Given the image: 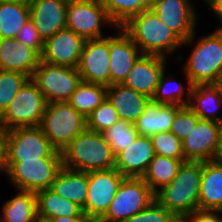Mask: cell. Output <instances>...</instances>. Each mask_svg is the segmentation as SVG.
<instances>
[{
	"label": "cell",
	"instance_id": "6da1fadb",
	"mask_svg": "<svg viewBox=\"0 0 222 222\" xmlns=\"http://www.w3.org/2000/svg\"><path fill=\"white\" fill-rule=\"evenodd\" d=\"M203 162L184 161L173 180L155 193V200L174 215H190L199 209Z\"/></svg>",
	"mask_w": 222,
	"mask_h": 222
},
{
	"label": "cell",
	"instance_id": "7a4b0ae2",
	"mask_svg": "<svg viewBox=\"0 0 222 222\" xmlns=\"http://www.w3.org/2000/svg\"><path fill=\"white\" fill-rule=\"evenodd\" d=\"M121 28L130 36L142 54L166 58V55L183 46V41L152 10H144L132 16Z\"/></svg>",
	"mask_w": 222,
	"mask_h": 222
},
{
	"label": "cell",
	"instance_id": "3957f363",
	"mask_svg": "<svg viewBox=\"0 0 222 222\" xmlns=\"http://www.w3.org/2000/svg\"><path fill=\"white\" fill-rule=\"evenodd\" d=\"M63 167L77 171H100L115 168V155L103 133L84 130L62 151Z\"/></svg>",
	"mask_w": 222,
	"mask_h": 222
},
{
	"label": "cell",
	"instance_id": "277c9868",
	"mask_svg": "<svg viewBox=\"0 0 222 222\" xmlns=\"http://www.w3.org/2000/svg\"><path fill=\"white\" fill-rule=\"evenodd\" d=\"M189 55L183 66L188 86L215 84L222 72V33L201 37Z\"/></svg>",
	"mask_w": 222,
	"mask_h": 222
},
{
	"label": "cell",
	"instance_id": "5b68a950",
	"mask_svg": "<svg viewBox=\"0 0 222 222\" xmlns=\"http://www.w3.org/2000/svg\"><path fill=\"white\" fill-rule=\"evenodd\" d=\"M40 128L51 145L61 152L87 129V120L68 102H52L47 104Z\"/></svg>",
	"mask_w": 222,
	"mask_h": 222
},
{
	"label": "cell",
	"instance_id": "8992f818",
	"mask_svg": "<svg viewBox=\"0 0 222 222\" xmlns=\"http://www.w3.org/2000/svg\"><path fill=\"white\" fill-rule=\"evenodd\" d=\"M47 104L45 96L30 78L0 115V131L40 126Z\"/></svg>",
	"mask_w": 222,
	"mask_h": 222
},
{
	"label": "cell",
	"instance_id": "52a82bcc",
	"mask_svg": "<svg viewBox=\"0 0 222 222\" xmlns=\"http://www.w3.org/2000/svg\"><path fill=\"white\" fill-rule=\"evenodd\" d=\"M7 161L62 159L40 126L16 127L3 131Z\"/></svg>",
	"mask_w": 222,
	"mask_h": 222
},
{
	"label": "cell",
	"instance_id": "ba28073f",
	"mask_svg": "<svg viewBox=\"0 0 222 222\" xmlns=\"http://www.w3.org/2000/svg\"><path fill=\"white\" fill-rule=\"evenodd\" d=\"M154 200L155 193L143 178L125 177L108 210L98 222H125Z\"/></svg>",
	"mask_w": 222,
	"mask_h": 222
},
{
	"label": "cell",
	"instance_id": "9c48e42d",
	"mask_svg": "<svg viewBox=\"0 0 222 222\" xmlns=\"http://www.w3.org/2000/svg\"><path fill=\"white\" fill-rule=\"evenodd\" d=\"M31 80L37 85L48 103L68 102L82 81L77 68L39 62Z\"/></svg>",
	"mask_w": 222,
	"mask_h": 222
},
{
	"label": "cell",
	"instance_id": "30bf717a",
	"mask_svg": "<svg viewBox=\"0 0 222 222\" xmlns=\"http://www.w3.org/2000/svg\"><path fill=\"white\" fill-rule=\"evenodd\" d=\"M8 177L18 190L37 192L51 187L63 167L62 159L7 161Z\"/></svg>",
	"mask_w": 222,
	"mask_h": 222
},
{
	"label": "cell",
	"instance_id": "8fae6325",
	"mask_svg": "<svg viewBox=\"0 0 222 222\" xmlns=\"http://www.w3.org/2000/svg\"><path fill=\"white\" fill-rule=\"evenodd\" d=\"M115 26L100 0H68L66 28L85 40L103 38L102 25Z\"/></svg>",
	"mask_w": 222,
	"mask_h": 222
},
{
	"label": "cell",
	"instance_id": "7c38bea8",
	"mask_svg": "<svg viewBox=\"0 0 222 222\" xmlns=\"http://www.w3.org/2000/svg\"><path fill=\"white\" fill-rule=\"evenodd\" d=\"M124 178L115 168L88 172L87 199L82 209L88 220H99L106 213Z\"/></svg>",
	"mask_w": 222,
	"mask_h": 222
},
{
	"label": "cell",
	"instance_id": "4fadbf2b",
	"mask_svg": "<svg viewBox=\"0 0 222 222\" xmlns=\"http://www.w3.org/2000/svg\"><path fill=\"white\" fill-rule=\"evenodd\" d=\"M152 11L183 41L182 45H192L197 14L189 0H156Z\"/></svg>",
	"mask_w": 222,
	"mask_h": 222
},
{
	"label": "cell",
	"instance_id": "5bb4252c",
	"mask_svg": "<svg viewBox=\"0 0 222 222\" xmlns=\"http://www.w3.org/2000/svg\"><path fill=\"white\" fill-rule=\"evenodd\" d=\"M221 123L199 120L183 141L184 161L216 160L220 144Z\"/></svg>",
	"mask_w": 222,
	"mask_h": 222
},
{
	"label": "cell",
	"instance_id": "9a60e30c",
	"mask_svg": "<svg viewBox=\"0 0 222 222\" xmlns=\"http://www.w3.org/2000/svg\"><path fill=\"white\" fill-rule=\"evenodd\" d=\"M109 36L86 40L77 67L81 80L110 86Z\"/></svg>",
	"mask_w": 222,
	"mask_h": 222
},
{
	"label": "cell",
	"instance_id": "2e32d148",
	"mask_svg": "<svg viewBox=\"0 0 222 222\" xmlns=\"http://www.w3.org/2000/svg\"><path fill=\"white\" fill-rule=\"evenodd\" d=\"M85 41L82 36L65 28L44 40L40 60L77 68Z\"/></svg>",
	"mask_w": 222,
	"mask_h": 222
},
{
	"label": "cell",
	"instance_id": "e0dca14e",
	"mask_svg": "<svg viewBox=\"0 0 222 222\" xmlns=\"http://www.w3.org/2000/svg\"><path fill=\"white\" fill-rule=\"evenodd\" d=\"M166 59L162 56L142 54L122 84L152 99L160 76L166 69Z\"/></svg>",
	"mask_w": 222,
	"mask_h": 222
},
{
	"label": "cell",
	"instance_id": "ac0fdd59",
	"mask_svg": "<svg viewBox=\"0 0 222 222\" xmlns=\"http://www.w3.org/2000/svg\"><path fill=\"white\" fill-rule=\"evenodd\" d=\"M118 30L119 35H109L110 85L122 84L142 55L130 36L121 27H118Z\"/></svg>",
	"mask_w": 222,
	"mask_h": 222
},
{
	"label": "cell",
	"instance_id": "d6986e66",
	"mask_svg": "<svg viewBox=\"0 0 222 222\" xmlns=\"http://www.w3.org/2000/svg\"><path fill=\"white\" fill-rule=\"evenodd\" d=\"M68 0H29L30 20L43 40L66 28Z\"/></svg>",
	"mask_w": 222,
	"mask_h": 222
},
{
	"label": "cell",
	"instance_id": "ffe728a7",
	"mask_svg": "<svg viewBox=\"0 0 222 222\" xmlns=\"http://www.w3.org/2000/svg\"><path fill=\"white\" fill-rule=\"evenodd\" d=\"M154 156L151 138L138 136L115 156V169L124 177L142 178Z\"/></svg>",
	"mask_w": 222,
	"mask_h": 222
},
{
	"label": "cell",
	"instance_id": "44dd1931",
	"mask_svg": "<svg viewBox=\"0 0 222 222\" xmlns=\"http://www.w3.org/2000/svg\"><path fill=\"white\" fill-rule=\"evenodd\" d=\"M40 55L16 39L0 38V69L24 73L30 78L38 67Z\"/></svg>",
	"mask_w": 222,
	"mask_h": 222
},
{
	"label": "cell",
	"instance_id": "7402d4cb",
	"mask_svg": "<svg viewBox=\"0 0 222 222\" xmlns=\"http://www.w3.org/2000/svg\"><path fill=\"white\" fill-rule=\"evenodd\" d=\"M107 99L117 110L120 120L135 123L144 113L150 98L123 84L107 86Z\"/></svg>",
	"mask_w": 222,
	"mask_h": 222
},
{
	"label": "cell",
	"instance_id": "603a6c76",
	"mask_svg": "<svg viewBox=\"0 0 222 222\" xmlns=\"http://www.w3.org/2000/svg\"><path fill=\"white\" fill-rule=\"evenodd\" d=\"M181 107L173 104H160L150 99L144 113L134 123L139 136L151 137L156 133L170 131L174 117Z\"/></svg>",
	"mask_w": 222,
	"mask_h": 222
},
{
	"label": "cell",
	"instance_id": "cb8c5ba5",
	"mask_svg": "<svg viewBox=\"0 0 222 222\" xmlns=\"http://www.w3.org/2000/svg\"><path fill=\"white\" fill-rule=\"evenodd\" d=\"M199 209L222 211V161L203 162Z\"/></svg>",
	"mask_w": 222,
	"mask_h": 222
},
{
	"label": "cell",
	"instance_id": "d4e9b609",
	"mask_svg": "<svg viewBox=\"0 0 222 222\" xmlns=\"http://www.w3.org/2000/svg\"><path fill=\"white\" fill-rule=\"evenodd\" d=\"M88 172L62 167L50 189L59 196L77 204L82 209L86 204Z\"/></svg>",
	"mask_w": 222,
	"mask_h": 222
},
{
	"label": "cell",
	"instance_id": "484cf974",
	"mask_svg": "<svg viewBox=\"0 0 222 222\" xmlns=\"http://www.w3.org/2000/svg\"><path fill=\"white\" fill-rule=\"evenodd\" d=\"M221 105L222 94L214 84L193 86L188 106L201 120L222 123V117L217 115Z\"/></svg>",
	"mask_w": 222,
	"mask_h": 222
},
{
	"label": "cell",
	"instance_id": "4316f807",
	"mask_svg": "<svg viewBox=\"0 0 222 222\" xmlns=\"http://www.w3.org/2000/svg\"><path fill=\"white\" fill-rule=\"evenodd\" d=\"M37 216L52 219L60 216L86 217L77 204L59 196L50 188L36 192Z\"/></svg>",
	"mask_w": 222,
	"mask_h": 222
},
{
	"label": "cell",
	"instance_id": "83f0119b",
	"mask_svg": "<svg viewBox=\"0 0 222 222\" xmlns=\"http://www.w3.org/2000/svg\"><path fill=\"white\" fill-rule=\"evenodd\" d=\"M18 194L3 204L0 222H35L37 218L36 192L18 190Z\"/></svg>",
	"mask_w": 222,
	"mask_h": 222
},
{
	"label": "cell",
	"instance_id": "f1b7e54d",
	"mask_svg": "<svg viewBox=\"0 0 222 222\" xmlns=\"http://www.w3.org/2000/svg\"><path fill=\"white\" fill-rule=\"evenodd\" d=\"M183 162L184 159L155 155L142 178L150 189L156 193L173 180Z\"/></svg>",
	"mask_w": 222,
	"mask_h": 222
},
{
	"label": "cell",
	"instance_id": "f546056e",
	"mask_svg": "<svg viewBox=\"0 0 222 222\" xmlns=\"http://www.w3.org/2000/svg\"><path fill=\"white\" fill-rule=\"evenodd\" d=\"M29 20V2L0 4V38L15 39L21 27Z\"/></svg>",
	"mask_w": 222,
	"mask_h": 222
},
{
	"label": "cell",
	"instance_id": "4dcf8cb0",
	"mask_svg": "<svg viewBox=\"0 0 222 222\" xmlns=\"http://www.w3.org/2000/svg\"><path fill=\"white\" fill-rule=\"evenodd\" d=\"M107 98V86L81 81L68 103L86 118Z\"/></svg>",
	"mask_w": 222,
	"mask_h": 222
},
{
	"label": "cell",
	"instance_id": "1f68e13d",
	"mask_svg": "<svg viewBox=\"0 0 222 222\" xmlns=\"http://www.w3.org/2000/svg\"><path fill=\"white\" fill-rule=\"evenodd\" d=\"M170 79L165 77L164 70L160 76L159 83L156 87L152 100L157 101L160 104L188 106L190 103L191 90L193 86H188V90L185 92L184 85H181V83L178 81L173 83L172 78ZM185 94L187 97H184Z\"/></svg>",
	"mask_w": 222,
	"mask_h": 222
},
{
	"label": "cell",
	"instance_id": "d6a6232c",
	"mask_svg": "<svg viewBox=\"0 0 222 222\" xmlns=\"http://www.w3.org/2000/svg\"><path fill=\"white\" fill-rule=\"evenodd\" d=\"M104 138L116 156L129 147L138 138L135 125L125 120H118L113 126L103 132Z\"/></svg>",
	"mask_w": 222,
	"mask_h": 222
},
{
	"label": "cell",
	"instance_id": "836d02e7",
	"mask_svg": "<svg viewBox=\"0 0 222 222\" xmlns=\"http://www.w3.org/2000/svg\"><path fill=\"white\" fill-rule=\"evenodd\" d=\"M29 79L24 73L0 69V115Z\"/></svg>",
	"mask_w": 222,
	"mask_h": 222
},
{
	"label": "cell",
	"instance_id": "e575fe53",
	"mask_svg": "<svg viewBox=\"0 0 222 222\" xmlns=\"http://www.w3.org/2000/svg\"><path fill=\"white\" fill-rule=\"evenodd\" d=\"M86 120L88 130L103 133L120 119L117 110L106 98V100L87 116Z\"/></svg>",
	"mask_w": 222,
	"mask_h": 222
},
{
	"label": "cell",
	"instance_id": "d590c367",
	"mask_svg": "<svg viewBox=\"0 0 222 222\" xmlns=\"http://www.w3.org/2000/svg\"><path fill=\"white\" fill-rule=\"evenodd\" d=\"M155 155L184 159L183 142L172 132L156 133L150 137Z\"/></svg>",
	"mask_w": 222,
	"mask_h": 222
},
{
	"label": "cell",
	"instance_id": "8d00e7d4",
	"mask_svg": "<svg viewBox=\"0 0 222 222\" xmlns=\"http://www.w3.org/2000/svg\"><path fill=\"white\" fill-rule=\"evenodd\" d=\"M199 120L200 118L189 106H182L174 117L170 132L183 142Z\"/></svg>",
	"mask_w": 222,
	"mask_h": 222
},
{
	"label": "cell",
	"instance_id": "74e56055",
	"mask_svg": "<svg viewBox=\"0 0 222 222\" xmlns=\"http://www.w3.org/2000/svg\"><path fill=\"white\" fill-rule=\"evenodd\" d=\"M115 27H121L132 17V0H100Z\"/></svg>",
	"mask_w": 222,
	"mask_h": 222
},
{
	"label": "cell",
	"instance_id": "f35d334b",
	"mask_svg": "<svg viewBox=\"0 0 222 222\" xmlns=\"http://www.w3.org/2000/svg\"><path fill=\"white\" fill-rule=\"evenodd\" d=\"M173 215L171 211H168L154 200L148 207L125 222H169Z\"/></svg>",
	"mask_w": 222,
	"mask_h": 222
},
{
	"label": "cell",
	"instance_id": "ab89813d",
	"mask_svg": "<svg viewBox=\"0 0 222 222\" xmlns=\"http://www.w3.org/2000/svg\"><path fill=\"white\" fill-rule=\"evenodd\" d=\"M15 39L18 42L34 49L39 55H41L44 40L31 20L27 21L24 26L21 27Z\"/></svg>",
	"mask_w": 222,
	"mask_h": 222
},
{
	"label": "cell",
	"instance_id": "60d3db41",
	"mask_svg": "<svg viewBox=\"0 0 222 222\" xmlns=\"http://www.w3.org/2000/svg\"><path fill=\"white\" fill-rule=\"evenodd\" d=\"M218 213L222 211L197 209L191 214V222H222V217Z\"/></svg>",
	"mask_w": 222,
	"mask_h": 222
},
{
	"label": "cell",
	"instance_id": "b9f144b4",
	"mask_svg": "<svg viewBox=\"0 0 222 222\" xmlns=\"http://www.w3.org/2000/svg\"><path fill=\"white\" fill-rule=\"evenodd\" d=\"M156 0H132V16L138 15L144 10H152Z\"/></svg>",
	"mask_w": 222,
	"mask_h": 222
},
{
	"label": "cell",
	"instance_id": "7bdbcfd3",
	"mask_svg": "<svg viewBox=\"0 0 222 222\" xmlns=\"http://www.w3.org/2000/svg\"><path fill=\"white\" fill-rule=\"evenodd\" d=\"M208 4L210 7V10H212L218 19V21L222 25V0H204V3ZM216 32L222 33V26L218 27Z\"/></svg>",
	"mask_w": 222,
	"mask_h": 222
},
{
	"label": "cell",
	"instance_id": "ee69618b",
	"mask_svg": "<svg viewBox=\"0 0 222 222\" xmlns=\"http://www.w3.org/2000/svg\"><path fill=\"white\" fill-rule=\"evenodd\" d=\"M3 171L8 176L7 155H6V143L3 135V131H0V172Z\"/></svg>",
	"mask_w": 222,
	"mask_h": 222
},
{
	"label": "cell",
	"instance_id": "f6af8a7d",
	"mask_svg": "<svg viewBox=\"0 0 222 222\" xmlns=\"http://www.w3.org/2000/svg\"><path fill=\"white\" fill-rule=\"evenodd\" d=\"M51 222H87L86 217H69V216H60L57 218L50 219Z\"/></svg>",
	"mask_w": 222,
	"mask_h": 222
},
{
	"label": "cell",
	"instance_id": "bcb514c9",
	"mask_svg": "<svg viewBox=\"0 0 222 222\" xmlns=\"http://www.w3.org/2000/svg\"><path fill=\"white\" fill-rule=\"evenodd\" d=\"M169 222H191V214L190 215H173Z\"/></svg>",
	"mask_w": 222,
	"mask_h": 222
},
{
	"label": "cell",
	"instance_id": "7dc6e473",
	"mask_svg": "<svg viewBox=\"0 0 222 222\" xmlns=\"http://www.w3.org/2000/svg\"><path fill=\"white\" fill-rule=\"evenodd\" d=\"M217 160L222 161V123H221L220 144H219Z\"/></svg>",
	"mask_w": 222,
	"mask_h": 222
},
{
	"label": "cell",
	"instance_id": "c3c4849f",
	"mask_svg": "<svg viewBox=\"0 0 222 222\" xmlns=\"http://www.w3.org/2000/svg\"><path fill=\"white\" fill-rule=\"evenodd\" d=\"M222 94V72L219 74L217 82L214 84Z\"/></svg>",
	"mask_w": 222,
	"mask_h": 222
},
{
	"label": "cell",
	"instance_id": "681fc988",
	"mask_svg": "<svg viewBox=\"0 0 222 222\" xmlns=\"http://www.w3.org/2000/svg\"><path fill=\"white\" fill-rule=\"evenodd\" d=\"M9 2H29V0H0V4L9 3Z\"/></svg>",
	"mask_w": 222,
	"mask_h": 222
},
{
	"label": "cell",
	"instance_id": "f907efd6",
	"mask_svg": "<svg viewBox=\"0 0 222 222\" xmlns=\"http://www.w3.org/2000/svg\"><path fill=\"white\" fill-rule=\"evenodd\" d=\"M35 222H51V220L37 216Z\"/></svg>",
	"mask_w": 222,
	"mask_h": 222
},
{
	"label": "cell",
	"instance_id": "816d5d0a",
	"mask_svg": "<svg viewBox=\"0 0 222 222\" xmlns=\"http://www.w3.org/2000/svg\"><path fill=\"white\" fill-rule=\"evenodd\" d=\"M87 222H98V220H88Z\"/></svg>",
	"mask_w": 222,
	"mask_h": 222
}]
</instances>
